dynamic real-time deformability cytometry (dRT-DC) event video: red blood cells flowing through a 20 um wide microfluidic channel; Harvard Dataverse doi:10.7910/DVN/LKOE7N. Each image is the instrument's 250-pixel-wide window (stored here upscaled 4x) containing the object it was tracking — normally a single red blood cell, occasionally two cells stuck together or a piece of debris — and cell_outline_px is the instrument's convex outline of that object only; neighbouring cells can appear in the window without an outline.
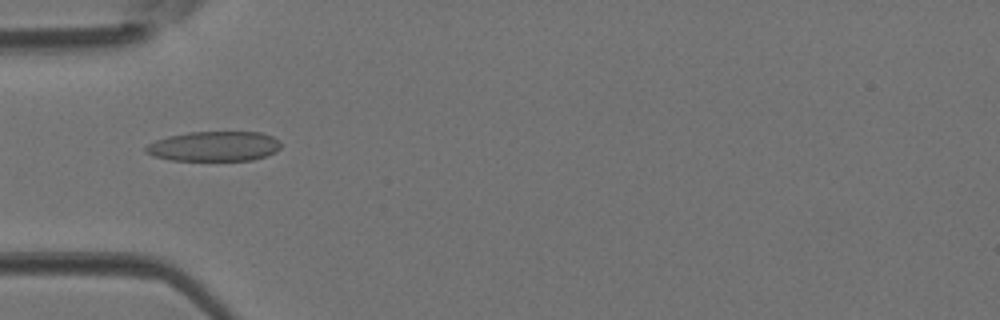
{"species": "Egyptian fruit bat (a non-hibernating species)", "species_latin": "Rousettus aegyptiacus", "temperature_condition": "room temperature", "stored_images_in_passage": 44, "camera_frame_rate_fps": 3000, "um_per_image_px": 0.085, "animal": {"sex": "female"}, "frame": {"image": 1, "passage_image": 14, "time_ms": 4.333, "image_size_px": [1000, 320], "cell_outline_px": [[280, 148], [276, 152], [252, 160], [172, 160], [156, 156], [144, 152], [144, 148], [148, 144], [156, 140], [168, 136], [188, 132], [260, 132], [272, 136], [280, 144]], "centroid_in_image_um": [18.19, 12.43], "position_along_channel_um": 66.8, "area_um2": 23.35}}
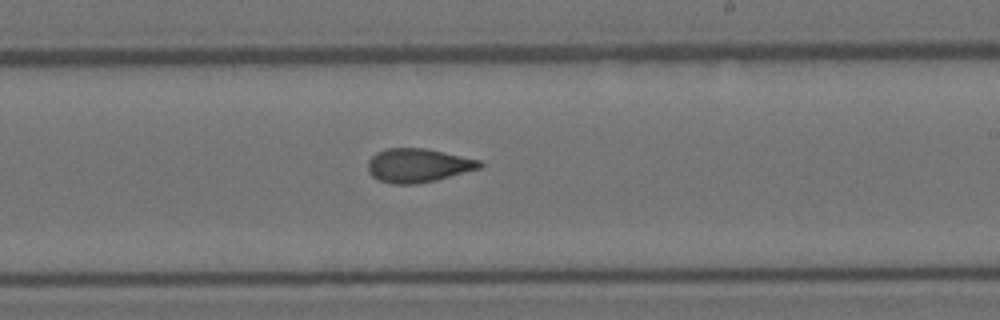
{"frame": {"image": 2, "passage_image": 26, "time_ms": 8.333, "image_size_px": [1000, 320], "cell_outline_px": [[484, 164], [480, 168], [436, 180], [416, 184], [392, 184], [380, 180], [372, 176], [368, 172], [368, 160], [376, 152], [388, 148], [424, 148], [444, 152], [480, 160]], "centroid_in_image_um": [35.52, 14.06], "position_along_channel_um": 253.5, "area_um2": 21.96}}
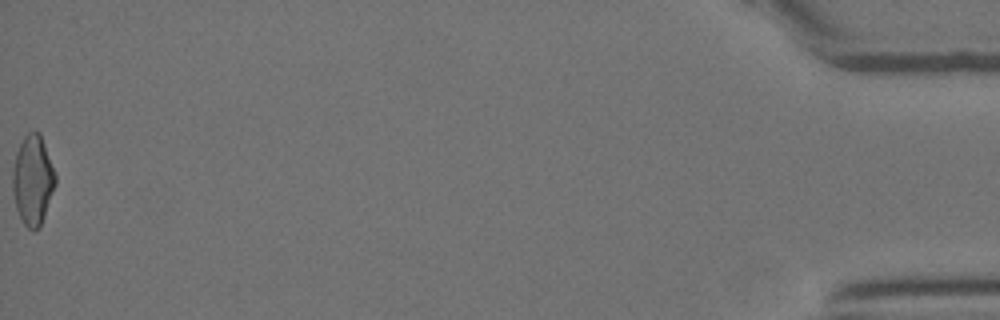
{"frame": {"image": 3, "passage_image": 44, "time_ms": 14.333, "image_size_px": [1000, 320], "cell_outline_px": [[56, 184], [40, 228], [28, 228], [24, 224], [16, 208], [12, 192], [12, 172], [16, 152], [24, 136], [28, 132], [40, 132], [56, 176]], "centroid_in_image_um": [2.78, 15.3], "position_along_channel_um": 432.4, "area_um2": 22.25}}